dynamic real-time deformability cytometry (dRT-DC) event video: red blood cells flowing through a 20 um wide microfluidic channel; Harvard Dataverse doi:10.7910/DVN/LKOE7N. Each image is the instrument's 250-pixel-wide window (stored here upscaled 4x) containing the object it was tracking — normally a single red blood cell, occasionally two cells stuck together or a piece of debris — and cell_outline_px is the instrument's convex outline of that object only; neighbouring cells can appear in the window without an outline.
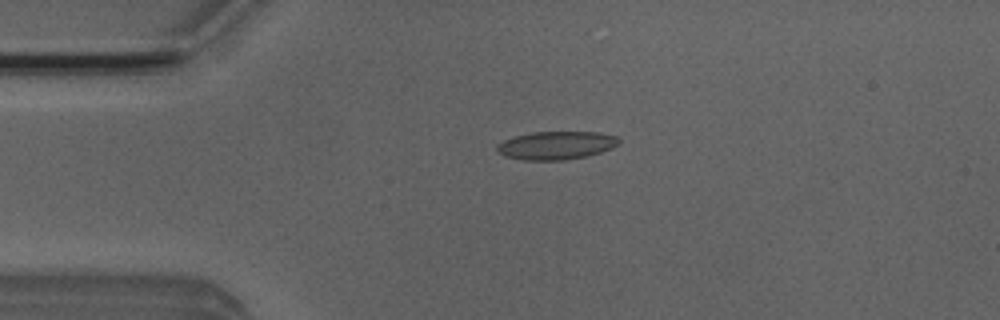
{"species": "Egyptian fruit bat (a non-hibernating species)", "species_latin": "Rousettus aegyptiacus", "temperature_condition": "room temperature", "stored_images_in_passage": 1, "camera_frame_rate_fps": 3000, "um_per_image_px": 0.085, "animal": {"sex": "male"}, "frame": {"image": 1, "passage_image": 1, "time_ms": 0.0, "image_size_px": [1000, 320], "cell_outline_px": [[620, 140], [612, 148], [588, 156], [564, 160], [524, 160], [504, 156], [496, 148], [496, 144], [504, 140], [516, 136], [532, 132], [600, 132], [616, 136]], "centroid_in_image_um": [47.27, 12.36], "position_along_channel_um": 37.7, "area_um2": 19.94}}